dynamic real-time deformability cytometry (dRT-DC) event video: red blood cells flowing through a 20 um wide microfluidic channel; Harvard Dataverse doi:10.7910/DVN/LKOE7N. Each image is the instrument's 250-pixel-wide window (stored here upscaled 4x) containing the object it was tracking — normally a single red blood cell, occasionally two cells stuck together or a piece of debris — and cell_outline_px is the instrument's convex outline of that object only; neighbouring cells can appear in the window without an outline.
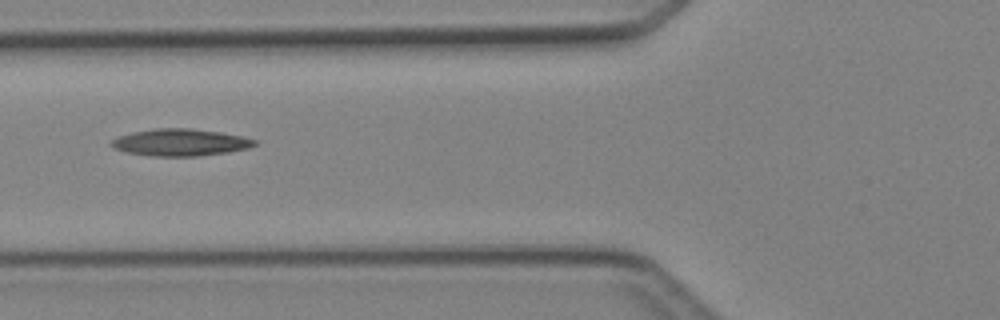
{"species": "Egyptian fruit bat (a non-hibernating species)", "species_latin": "Rousettus aegyptiacus", "temperature_condition": "cold", "stored_images_in_passage": 6, "camera_frame_rate_fps": 3000, "um_per_image_px": 0.085, "animal": {"sex": "female"}, "frame": {"image": 1, "passage_image": 6, "time_ms": 6.0, "image_size_px": [1000, 320], "cell_outline_px": [[260, 144], [248, 148], [228, 152], [196, 156], [152, 156], [124, 152], [112, 148], [108, 144], [112, 140], [120, 136], [132, 132], [156, 128], [192, 128], [220, 132], [244, 136], [256, 140]], "centroid_in_image_um": [15.33, 12.1], "position_along_channel_um": 110.5, "area_um2": 22.77}}